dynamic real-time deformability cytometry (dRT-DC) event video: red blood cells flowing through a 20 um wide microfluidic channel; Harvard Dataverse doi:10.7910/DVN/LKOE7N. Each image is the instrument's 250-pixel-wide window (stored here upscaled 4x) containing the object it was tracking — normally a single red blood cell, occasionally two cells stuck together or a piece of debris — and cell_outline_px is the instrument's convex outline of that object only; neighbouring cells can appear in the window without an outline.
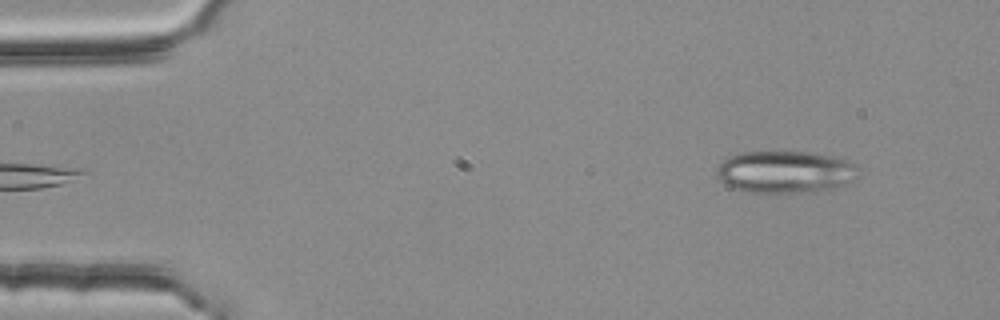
{"species": "common noctule bat (a hibernating species)", "species_latin": "Nyctalus noctula", "temperature_condition": "room temperature", "stored_images_in_passage": 3, "camera_frame_rate_fps": 3000, "um_per_image_px": 0.085, "animal": {"sex": "female", "body_mass_g": 25.1}, "frame": {"image": 1, "passage_image": 3, "time_ms": 0.667, "image_size_px": [1000, 320], "cell_outline_px": [[860, 168], [852, 180], [844, 184], [828, 188], [796, 192], [748, 192], [732, 188], [720, 180], [716, 176], [720, 164], [728, 156], [740, 152], [808, 152], [836, 156], [848, 160], [856, 164]], "centroid_in_image_um": [66.73, 14.58], "position_along_channel_um": 18.3, "area_um2": 34.45}}